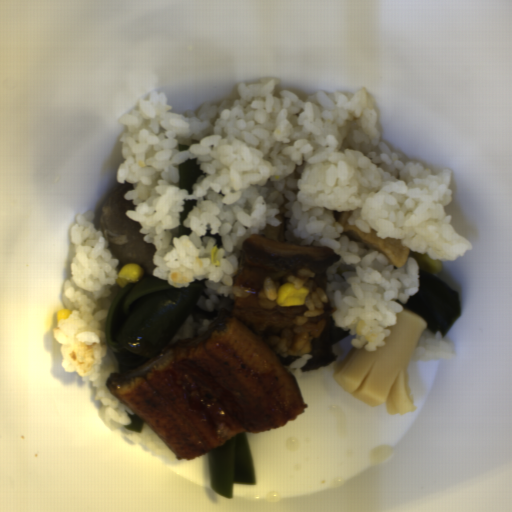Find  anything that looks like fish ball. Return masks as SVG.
Returning <instances> with one entry per match:
<instances>
[{
	"label": "fish ball",
	"mask_w": 512,
	"mask_h": 512,
	"mask_svg": "<svg viewBox=\"0 0 512 512\" xmlns=\"http://www.w3.org/2000/svg\"><path fill=\"white\" fill-rule=\"evenodd\" d=\"M353 215V211H344L337 219L342 227V231L345 235L350 236L354 239L364 241L366 246L370 249H377L382 253L389 266H404L407 262L408 252L411 251L410 247L402 246L400 238H381L377 235L374 228L371 231L365 232L358 226L349 223V218Z\"/></svg>",
	"instance_id": "29854b86"
},
{
	"label": "fish ball",
	"mask_w": 512,
	"mask_h": 512,
	"mask_svg": "<svg viewBox=\"0 0 512 512\" xmlns=\"http://www.w3.org/2000/svg\"><path fill=\"white\" fill-rule=\"evenodd\" d=\"M277 220L281 223L279 225H270L265 224V228L263 230H259L258 235H263L272 239L283 240L286 242L284 238V222L285 218L283 215H275ZM287 243V242H286Z\"/></svg>",
	"instance_id": "53f4d19a"
}]
</instances>
